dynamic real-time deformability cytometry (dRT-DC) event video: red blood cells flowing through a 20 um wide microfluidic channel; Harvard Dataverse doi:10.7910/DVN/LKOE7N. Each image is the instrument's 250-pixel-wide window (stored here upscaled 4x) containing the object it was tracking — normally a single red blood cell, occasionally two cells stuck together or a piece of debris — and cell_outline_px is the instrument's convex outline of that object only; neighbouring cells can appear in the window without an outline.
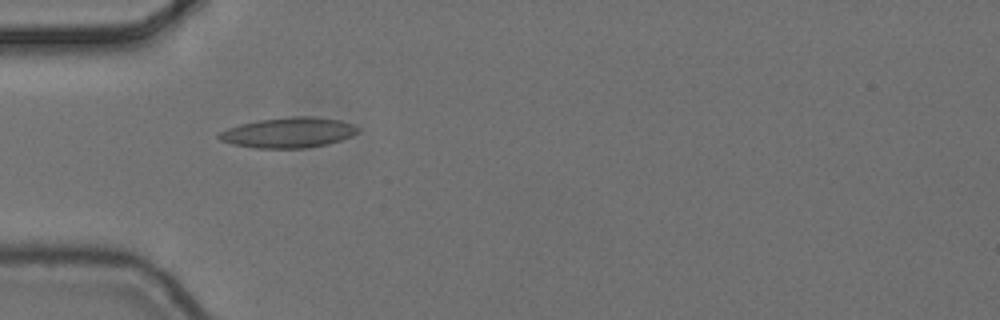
{"species": "common noctule bat (a hibernating species)", "species_latin": "Nyctalus noctula", "temperature_condition": "cold", "stored_images_in_passage": 1, "camera_frame_rate_fps": 3000, "um_per_image_px": 0.085, "animal": {"sex": "female", "body_mass_g": 24.6, "forearm_length_mm": 56.2}, "frame": {"image": 1, "passage_image": 1, "time_ms": 0.0, "image_size_px": [1000, 320], "cell_outline_px": [[360, 132], [352, 136], [328, 144], [308, 148], [256, 148], [232, 144], [220, 140], [216, 136], [220, 132], [228, 128], [240, 124], [256, 120], [292, 116], [312, 116], [340, 120], [352, 124], [360, 128]], "centroid_in_image_um": [24.54, 11.27], "position_along_channel_um": 60.5, "area_um2": 24.74}}